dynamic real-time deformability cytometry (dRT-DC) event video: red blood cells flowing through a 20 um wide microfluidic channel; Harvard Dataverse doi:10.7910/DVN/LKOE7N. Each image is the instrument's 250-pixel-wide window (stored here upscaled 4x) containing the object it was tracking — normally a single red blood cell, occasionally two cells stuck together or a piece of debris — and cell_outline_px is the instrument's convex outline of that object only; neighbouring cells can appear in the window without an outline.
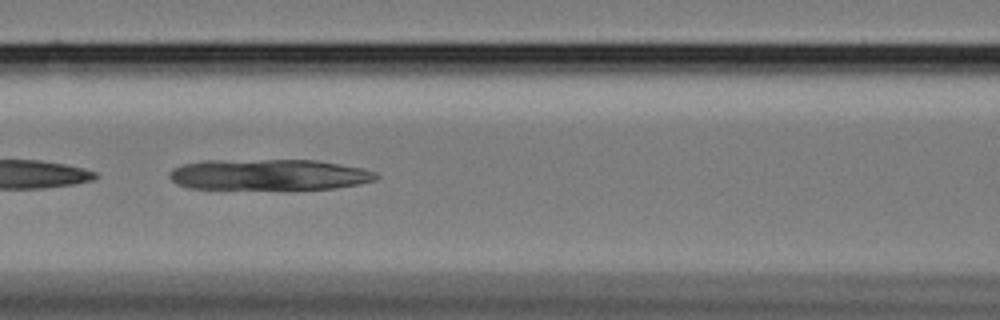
{"species": "Egyptian fruit bat (a non-hibernating species)", "species_latin": "Rousettus aegyptiacus", "temperature_condition": "cold", "stored_images_in_passage": 44, "camera_frame_rate_fps": 3000, "um_per_image_px": 0.085, "animal": {"sex": "female"}, "frame": {"image": 1, "passage_image": 11, "time_ms": 3.333, "image_size_px": [1000, 320], "cell_outline_px": [[380, 176], [376, 180], [356, 184], [332, 188], [188, 188], [176, 184], [168, 176], [168, 172], [172, 168], [184, 164], [204, 160], [316, 160], [364, 168], [376, 172]], "centroid_in_image_um": [22.84, 14.82], "position_along_channel_um": 143.8, "area_um2": 36.99}}